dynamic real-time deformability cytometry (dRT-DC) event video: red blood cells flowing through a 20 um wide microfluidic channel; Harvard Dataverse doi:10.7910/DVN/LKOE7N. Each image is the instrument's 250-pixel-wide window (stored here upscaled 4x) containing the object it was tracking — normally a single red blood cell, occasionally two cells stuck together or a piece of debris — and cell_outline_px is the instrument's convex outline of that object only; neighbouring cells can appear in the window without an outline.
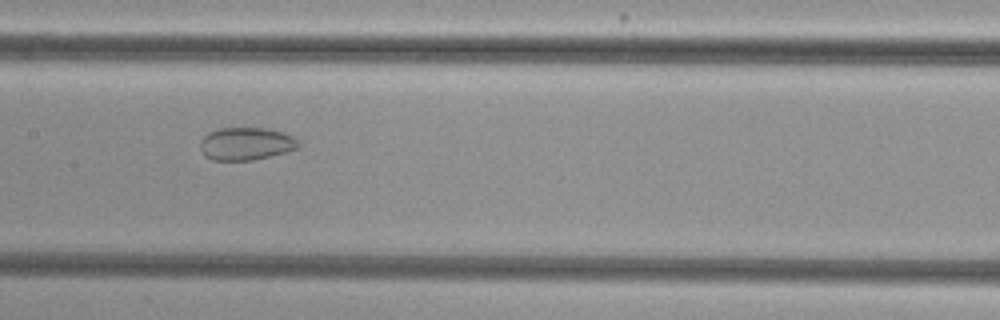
{"species": "common noctule bat (a hibernating species)", "species_latin": "Nyctalus noctula", "temperature_condition": "cold", "stored_images_in_passage": 41, "camera_frame_rate_fps": 3000, "um_per_image_px": 0.085, "animal": {"sex": "female", "body_mass_g": 29.2, "forearm_length_mm": 56.3}, "frame": {"image": 1, "passage_image": 14, "time_ms": 4.333, "image_size_px": [1000, 320], "cell_outline_px": [[300, 144], [296, 148], [284, 152], [252, 160], [212, 160], [204, 156], [200, 148], [200, 140], [208, 132], [220, 128], [264, 128], [284, 132], [292, 136]], "centroid_in_image_um": [20.86, 12.21], "position_along_channel_um": 186.5, "area_um2": 18.61}}
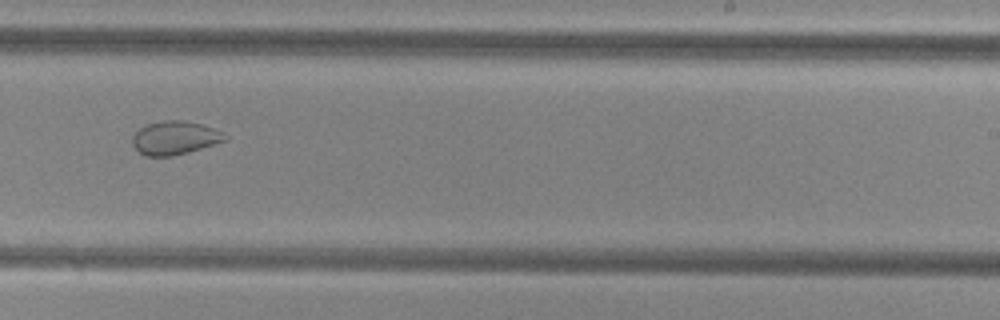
{"frame": {"image": 2, "passage_image": 21, "time_ms": 6.667, "image_size_px": [1000, 320], "cell_outline_px": [[228, 140], [188, 152], [172, 156], [144, 156], [132, 144], [132, 136], [140, 128], [148, 124], [160, 120], [180, 120], [200, 124], [224, 132], [228, 136]], "centroid_in_image_um": [14.87, 11.72], "position_along_channel_um": 274.1, "area_um2": 18.03}}
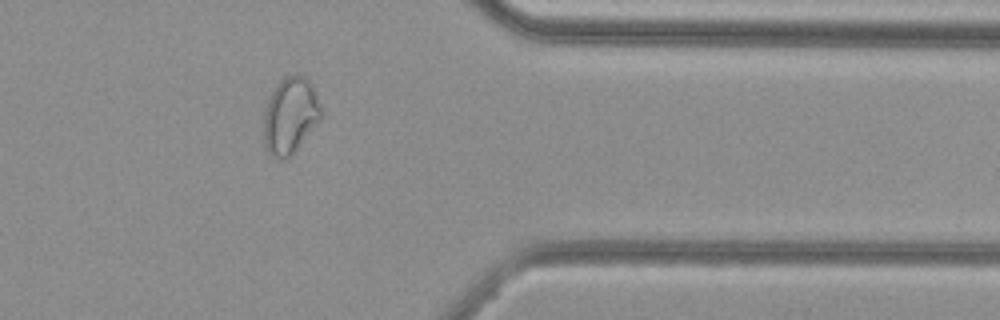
{"frame": {"image": 3, "passage_image": 31, "time_ms": 10.0, "image_size_px": [1000, 320], "cell_outline_px": [[324, 112], [320, 120], [296, 148], [284, 160], [280, 160], [272, 156], [268, 152], [264, 144], [264, 112], [268, 100], [276, 84], [284, 76], [304, 76], [312, 84]], "centroid_in_image_um": [24.67, 9.81], "position_along_channel_um": 386.7, "area_um2": 25.32}, "authors_computed_cell_mechanics": {"area_um2": 23.5824, "velocity_mm_per_s": 3.7692, "shape_relaxation_time_tau1_ms": null, "shape_relaxation_time_tau2_ms": 1.8281, "deformation_change_tau1": null, "deformation_change_tau2": 0.0561}}